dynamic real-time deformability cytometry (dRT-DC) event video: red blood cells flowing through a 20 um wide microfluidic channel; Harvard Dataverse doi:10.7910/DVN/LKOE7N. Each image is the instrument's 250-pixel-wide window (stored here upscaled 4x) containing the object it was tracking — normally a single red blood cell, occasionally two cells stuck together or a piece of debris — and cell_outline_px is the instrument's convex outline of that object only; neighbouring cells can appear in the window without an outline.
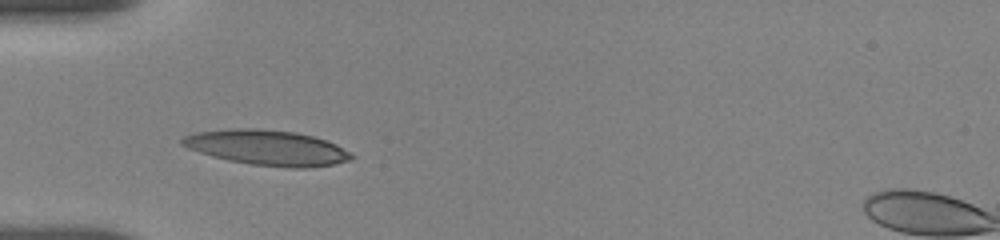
{"species": "human", "species_latin": "Homo sapiens", "temperature_condition": "room temperature", "stored_images_in_passage": 69, "camera_frame_rate_fps": 3000, "um_per_image_px": 0.085, "donor": {"sex": "female"}, "frame": {"image": 1, "passage_image": 1, "time_ms": 0.0, "image_size_px": [1000, 240], "cell_outline_px": [[356, 156], [352, 160], [332, 164], [308, 168], [288, 168], [252, 164], [228, 160], [212, 156], [188, 148], [180, 144], [180, 140], [184, 136], [192, 132], [232, 128], [256, 128], [292, 132], [312, 136], [336, 144], [352, 152]], "centroid_in_image_um": [22.7, 12.55], "position_along_channel_um": 62.3, "area_um2": 34.85}}
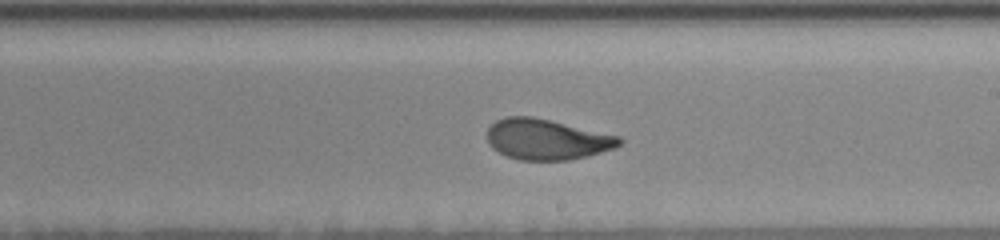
{"frame": {"image": 2, "passage_image": 26, "time_ms": 5.0, "image_size_px": [1000, 240], "cell_outline_px": [[624, 140], [616, 148], [588, 156], [568, 160], [520, 160], [508, 156], [492, 148], [488, 144], [488, 128], [496, 120], [504, 116], [532, 116], [620, 136]], "centroid_in_image_um": [46.49, 11.84], "position_along_channel_um": 242.5, "area_um2": 31.33}}
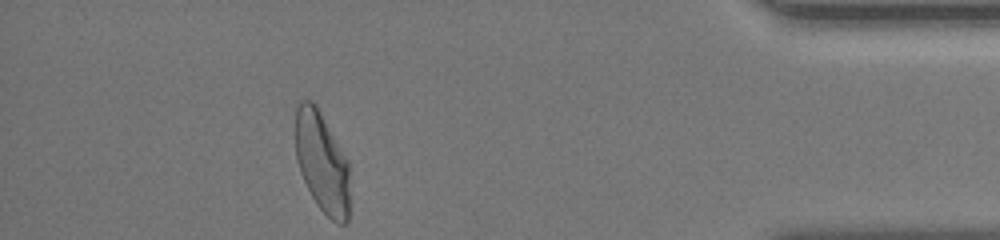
{"frame": {"image": 3, "passage_image": 61, "time_ms": 10.667, "image_size_px": [1000, 240], "cell_outline_px": [[348, 220], [344, 224], [340, 224], [332, 220], [316, 204], [300, 172], [296, 160], [296, 100], [312, 100], [316, 104], [348, 160]], "centroid_in_image_um": [27.35, 13.75], "position_along_channel_um": 407.9, "area_um2": 31.73}, "authors_computed_cell_mechanics": {"area_um2": 31.7322, "velocity_mm_per_s": 3.6822, "shape_relaxation_time_tau1_ms": 3.8818, "shape_relaxation_time_tau2_ms": 1.1732, "deformation_change_tau1": 0.1811, "deformation_change_tau2": 0.0652}}